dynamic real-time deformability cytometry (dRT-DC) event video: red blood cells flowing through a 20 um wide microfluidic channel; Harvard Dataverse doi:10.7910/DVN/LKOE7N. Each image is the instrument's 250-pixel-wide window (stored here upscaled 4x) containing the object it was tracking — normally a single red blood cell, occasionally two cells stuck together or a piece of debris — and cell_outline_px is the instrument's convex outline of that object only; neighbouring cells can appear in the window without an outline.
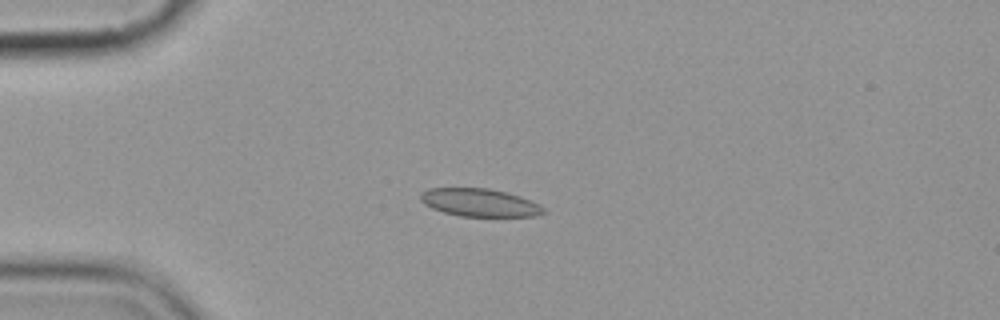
{"species": "common noctule bat (a hibernating species)", "species_latin": "Nyctalus noctula", "temperature_condition": "cold", "stored_images_in_passage": 4, "camera_frame_rate_fps": 3000, "um_per_image_px": 0.085, "animal": {"sex": "female", "body_mass_g": 19.9}, "frame": {"image": 1, "passage_image": 1, "time_ms": 0.0, "image_size_px": [1000, 320], "cell_outline_px": [[544, 212], [536, 216], [460, 216], [444, 212], [432, 208], [424, 204], [420, 200], [420, 192], [428, 188], [488, 188], [520, 196], [544, 208]], "centroid_in_image_um": [40.69, 17.21], "position_along_channel_um": 44.3, "area_um2": 19.77}}
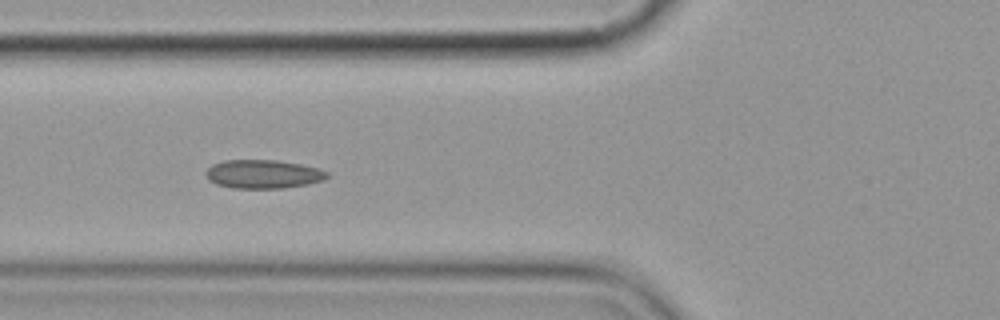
{"frame": {"image": 2, "passage_image": 3, "time_ms": 2.333, "image_size_px": [1000, 320], "cell_outline_px": [[328, 176], [324, 180], [308, 184], [284, 188], [232, 188], [216, 184], [208, 180], [204, 172], [212, 164], [224, 160], [276, 160], [300, 164], [316, 168], [328, 172]], "centroid_in_image_um": [22.33, 14.8], "position_along_channel_um": 103.5, "area_um2": 20.29}}
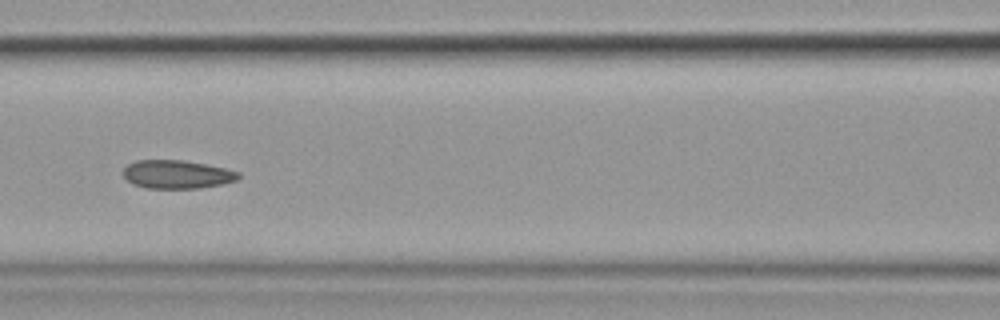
{"frame": {"image": 3, "passage_image": 4, "time_ms": 3.667, "image_size_px": [1000, 320], "cell_outline_px": [[240, 176], [236, 180], [220, 184], [200, 188], [144, 188], [132, 184], [120, 172], [128, 164], [136, 160], [184, 160], [224, 168], [240, 172]], "centroid_in_image_um": [14.99, 14.82], "position_along_channel_um": 151.6, "area_um2": 19.07}}